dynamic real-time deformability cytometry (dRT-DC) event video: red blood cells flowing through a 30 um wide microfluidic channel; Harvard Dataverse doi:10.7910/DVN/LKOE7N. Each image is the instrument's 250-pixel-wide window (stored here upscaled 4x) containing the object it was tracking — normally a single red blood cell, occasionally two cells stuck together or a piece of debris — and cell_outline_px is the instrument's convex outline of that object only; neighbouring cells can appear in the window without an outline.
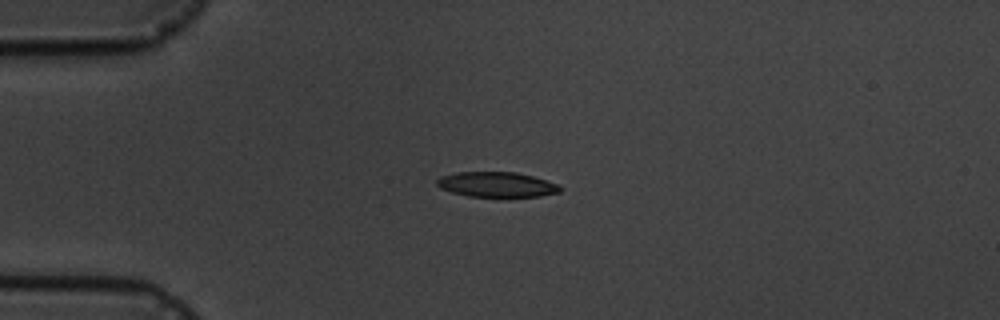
{"species": "common noctule bat (a hibernating species)", "species_latin": "Nyctalus noctula", "temperature_condition": "cold", "stored_images_in_passage": 5, "camera_frame_rate_fps": 3000, "um_per_image_px": 0.085, "animal": {"sex": "male", "body_mass_g": 19.5, "forearm_length_mm": 54.6}, "frame": {"image": 1, "passage_image": 4, "time_ms": 4.667, "image_size_px": [1000, 320], "cell_outline_px": [[564, 188], [560, 192], [540, 196], [468, 196], [452, 192], [440, 188], [436, 184], [436, 180], [440, 176], [456, 172], [516, 172], [532, 176], [560, 184]], "centroid_in_image_um": [42.24, 15.67], "position_along_channel_um": 42.8, "area_um2": 18.03}}